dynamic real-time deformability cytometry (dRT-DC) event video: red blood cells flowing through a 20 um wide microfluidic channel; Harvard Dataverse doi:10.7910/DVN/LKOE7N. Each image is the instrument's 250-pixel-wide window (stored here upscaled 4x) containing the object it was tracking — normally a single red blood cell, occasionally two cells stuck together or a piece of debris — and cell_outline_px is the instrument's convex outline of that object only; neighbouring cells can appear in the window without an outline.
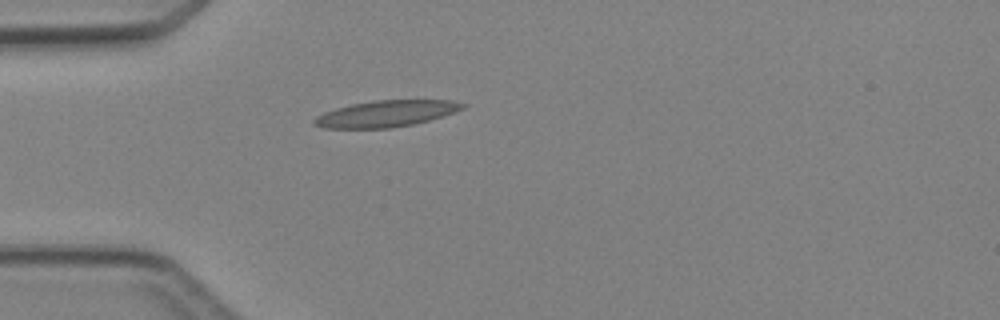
{"species": "Egyptian fruit bat (a non-hibernating species)", "species_latin": "Rousettus aegyptiacus", "temperature_condition": "cold", "stored_images_in_passage": 5, "camera_frame_rate_fps": 3000, "um_per_image_px": 0.085, "animal": {"sex": "female"}, "frame": {"image": 1, "passage_image": 5, "time_ms": 5.333, "image_size_px": [1000, 320], "cell_outline_px": [[468, 104], [464, 108], [428, 120], [412, 124], [388, 128], [324, 128], [312, 124], [312, 120], [316, 116], [324, 112], [336, 108], [352, 104], [376, 100], [452, 100]], "centroid_in_image_um": [32.77, 9.66], "position_along_channel_um": 52.2, "area_um2": 22.6}}